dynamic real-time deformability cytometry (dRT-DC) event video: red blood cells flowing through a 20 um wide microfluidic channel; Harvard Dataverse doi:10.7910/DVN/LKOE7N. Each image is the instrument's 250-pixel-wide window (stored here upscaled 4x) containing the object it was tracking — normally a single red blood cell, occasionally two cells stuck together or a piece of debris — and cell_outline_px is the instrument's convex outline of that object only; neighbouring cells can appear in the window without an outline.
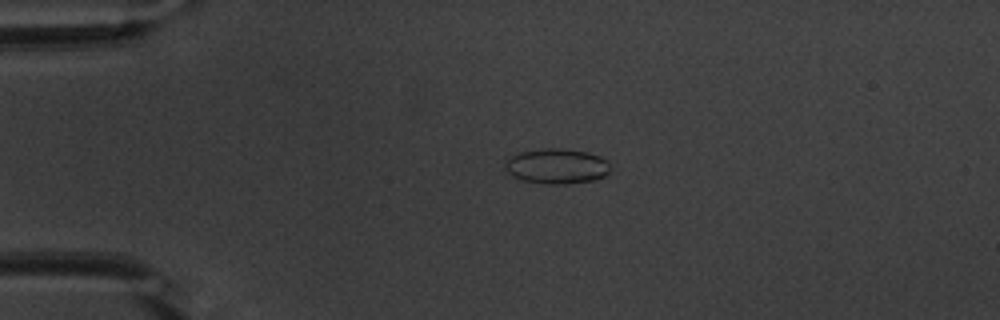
{"species": "common noctule bat (a hibernating species)", "species_latin": "Nyctalus noctula", "temperature_condition": "warm", "stored_images_in_passage": 53, "camera_frame_rate_fps": 3000, "um_per_image_px": 0.085, "animal": {"sex": "male", "body_mass_g": 20.1, "forearm_length_mm": 53.5}, "frame": {"image": 1, "passage_image": 12, "time_ms": 3.667, "image_size_px": [1000, 320], "cell_outline_px": [[608, 172], [604, 176], [596, 180], [564, 184], [544, 184], [524, 180], [512, 176], [504, 168], [504, 160], [520, 152], [544, 148], [560, 148], [588, 152], [600, 156], [608, 164]], "centroid_in_image_um": [47.28, 14.12], "position_along_channel_um": 37.7, "area_um2": 21.56}}
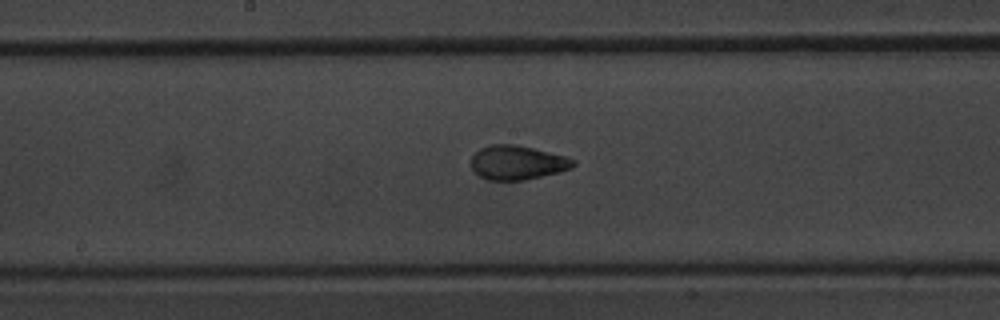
{"frame": {"image": 2, "passage_image": 28, "time_ms": 9.0, "image_size_px": [1000, 320], "cell_outline_px": [[576, 164], [572, 168], [524, 180], [484, 180], [472, 168], [472, 156], [480, 148], [492, 144], [516, 144], [564, 156], [576, 160]], "centroid_in_image_um": [43.95, 13.82], "position_along_channel_um": 204.2, "area_um2": 20.11}}
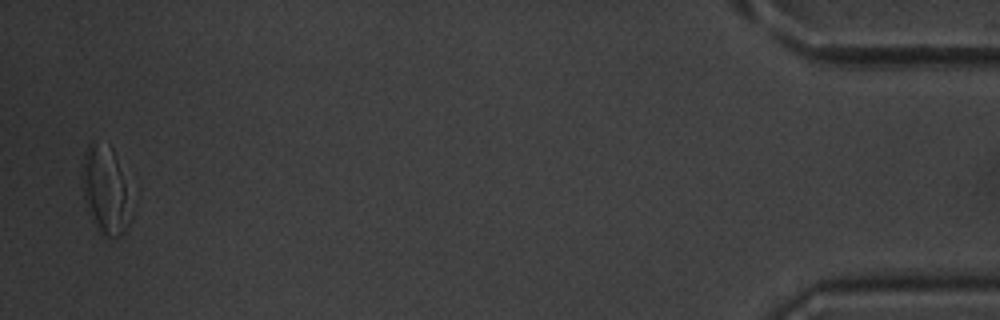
{"frame": {"image": 3, "passage_image": 52, "time_ms": 17.0, "image_size_px": [1000, 320], "cell_outline_px": [[136, 204], [132, 216], [124, 232], [120, 236], [108, 236], [100, 228], [84, 200], [80, 180], [80, 172], [84, 152], [88, 144], [108, 144], [112, 148]], "centroid_in_image_um": [9.03, 16.12], "position_along_channel_um": 426.2, "area_um2": 25.37}, "authors_computed_cell_mechanics": {"area_um2": 19.9988, "velocity_mm_per_s": 3.8135, "shape_relaxation_time_tau1_ms": 8.176, "shape_relaxation_time_tau2_ms": null, "deformation_change_tau1": 0.2361, "deformation_change_tau2": null}}